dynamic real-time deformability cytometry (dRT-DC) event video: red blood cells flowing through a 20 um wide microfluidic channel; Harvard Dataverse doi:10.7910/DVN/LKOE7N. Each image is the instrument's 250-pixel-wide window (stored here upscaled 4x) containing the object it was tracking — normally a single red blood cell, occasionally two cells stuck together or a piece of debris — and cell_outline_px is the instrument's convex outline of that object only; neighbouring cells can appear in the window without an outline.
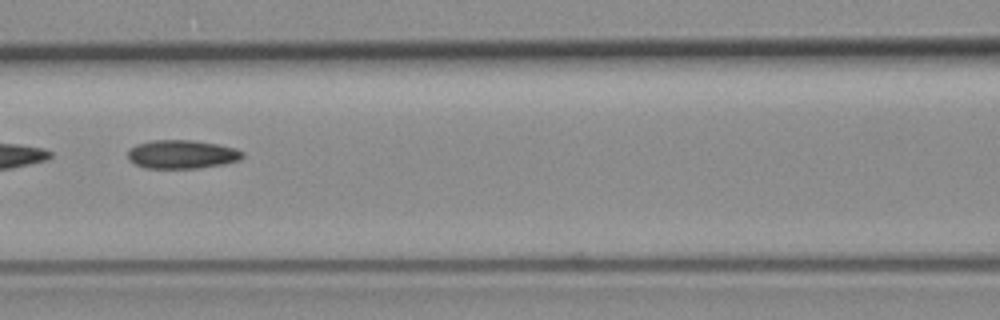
{"species": "common noctule bat (a hibernating species)", "species_latin": "Nyctalus noctula", "temperature_condition": "room temperature", "stored_images_in_passage": 20, "camera_frame_rate_fps": 3000, "um_per_image_px": 0.085, "animal": {"sex": "female", "body_mass_g": 19.3, "forearm_length_mm": 54.1}, "frame": {"image": 1, "passage_image": 17, "time_ms": 5.333, "image_size_px": [1000, 320], "cell_outline_px": [[244, 156], [240, 160], [224, 164], [200, 168], [144, 168], [128, 160], [128, 152], [136, 144], [152, 140], [192, 140], [216, 144], [236, 148], [244, 152]], "centroid_in_image_um": [15.48, 13.12], "position_along_channel_um": 151.1, "area_um2": 19.19}}